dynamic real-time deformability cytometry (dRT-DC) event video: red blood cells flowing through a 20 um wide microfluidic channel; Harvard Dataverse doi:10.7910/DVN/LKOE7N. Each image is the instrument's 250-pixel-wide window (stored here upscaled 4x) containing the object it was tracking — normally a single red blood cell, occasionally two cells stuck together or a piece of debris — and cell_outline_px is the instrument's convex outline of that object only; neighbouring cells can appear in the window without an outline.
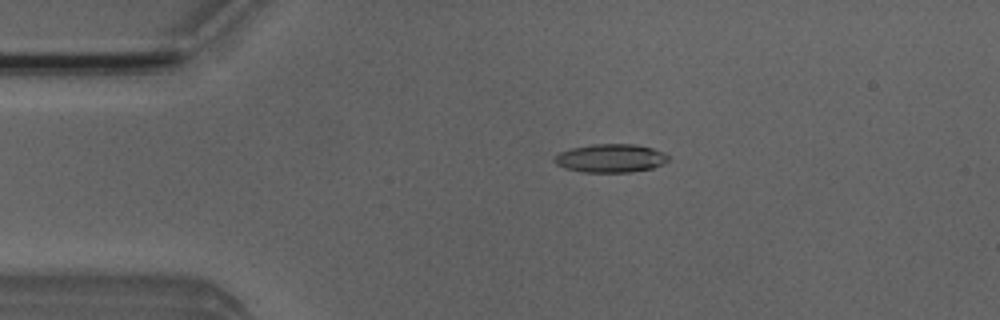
{"species": "Egyptian fruit bat (a non-hibernating species)", "species_latin": "Rousettus aegyptiacus", "temperature_condition": "room temperature", "stored_images_in_passage": 4, "camera_frame_rate_fps": 3000, "um_per_image_px": 0.085, "animal": {"sex": "male"}, "frame": {"image": 1, "passage_image": 3, "time_ms": 2.333, "image_size_px": [1000, 320], "cell_outline_px": [[668, 160], [664, 164], [652, 168], [632, 172], [584, 172], [564, 168], [556, 164], [552, 160], [560, 152], [568, 148], [592, 144], [636, 144], [652, 148], [664, 152], [668, 156]], "centroid_in_image_um": [51.89, 13.44], "position_along_channel_um": 33.1, "area_um2": 19.02}}